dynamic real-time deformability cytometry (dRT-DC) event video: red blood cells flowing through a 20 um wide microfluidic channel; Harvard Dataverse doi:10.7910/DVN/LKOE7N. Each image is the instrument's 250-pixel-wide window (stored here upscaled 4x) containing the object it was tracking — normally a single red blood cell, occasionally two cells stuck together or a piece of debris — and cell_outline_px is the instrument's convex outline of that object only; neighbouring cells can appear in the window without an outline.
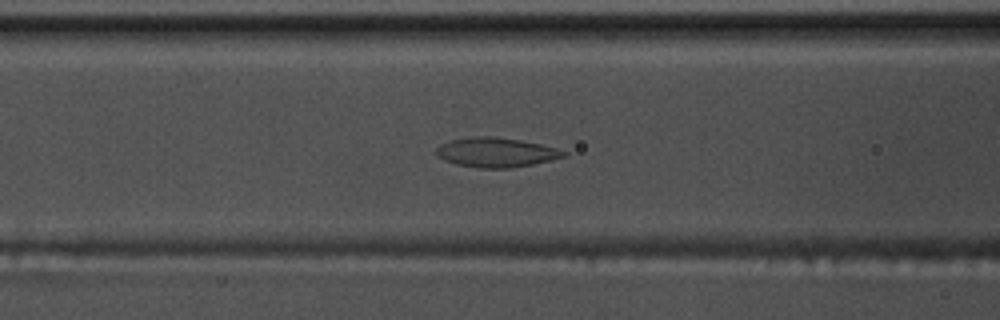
{"species": "common noctule bat (a hibernating species)", "species_latin": "Nyctalus noctula", "temperature_condition": "warm", "stored_images_in_passage": 55, "camera_frame_rate_fps": 3000, "um_per_image_px": 0.085, "animal": {"sex": "male", "body_mass_g": 17.5, "forearm_length_mm": 52.3}, "frame": {"image": 1, "passage_image": 22, "time_ms": 7.0, "image_size_px": [1000, 320], "cell_outline_px": [[568, 156], [552, 160], [532, 164], [508, 168], [476, 168], [456, 164], [444, 160], [436, 152], [436, 148], [440, 144], [452, 140], [472, 136], [492, 136], [520, 140], [540, 144], [556, 148], [568, 152]], "centroid_in_image_um": [42.19, 12.95], "position_along_channel_um": 124.4, "area_um2": 21.91}}
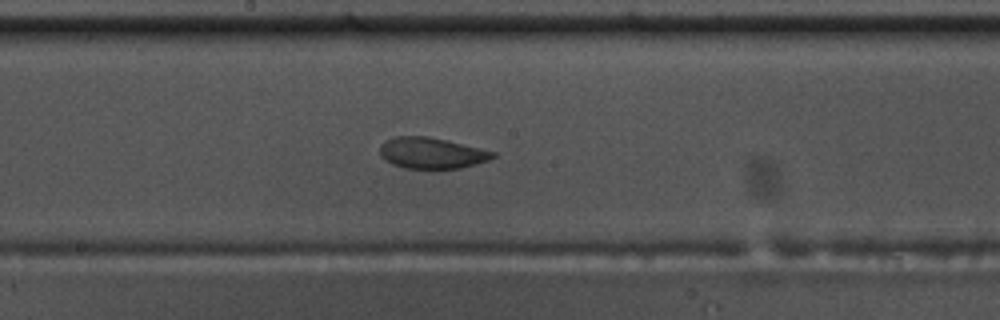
{"frame": {"image": 2, "passage_image": 29, "time_ms": 9.333, "image_size_px": [1000, 320], "cell_outline_px": [[496, 156], [488, 160], [476, 164], [460, 168], [404, 168], [392, 164], [384, 160], [380, 156], [380, 144], [384, 140], [396, 136], [428, 136], [496, 152]], "centroid_in_image_um": [36.64, 13.0], "position_along_channel_um": 211.6, "area_um2": 20.4}}
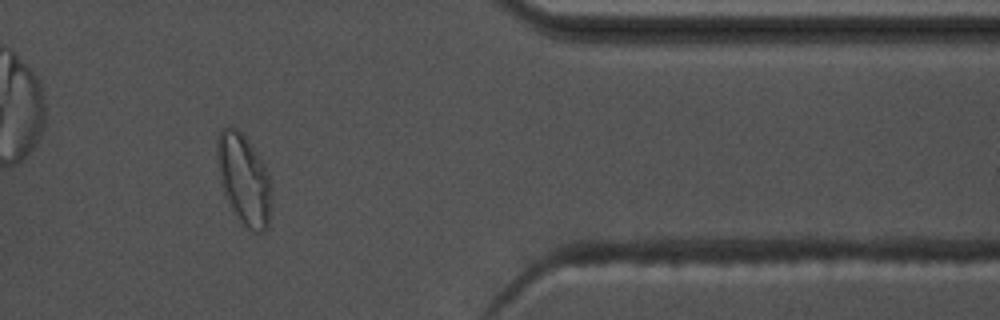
{"frame": {"image": 3, "passage_image": 45, "time_ms": 14.667, "image_size_px": [1000, 320], "cell_outline_px": [[272, 192], [268, 228], [264, 232], [256, 232], [248, 228], [240, 220], [232, 208], [224, 192], [220, 180], [216, 160], [216, 140], [220, 132], [224, 128], [236, 128], [248, 140], [256, 152], [272, 184]], "centroid_in_image_um": [20.73, 15.26], "position_along_channel_um": 390.7, "area_um2": 28.32}, "authors_computed_cell_mechanics": {"area_um2": 22.6576, "velocity_mm_per_s": 3.7543, "shape_relaxation_time_tau1_ms": null, "shape_relaxation_time_tau2_ms": 1.622, "deformation_change_tau1": null, "deformation_change_tau2": 0.0624}}